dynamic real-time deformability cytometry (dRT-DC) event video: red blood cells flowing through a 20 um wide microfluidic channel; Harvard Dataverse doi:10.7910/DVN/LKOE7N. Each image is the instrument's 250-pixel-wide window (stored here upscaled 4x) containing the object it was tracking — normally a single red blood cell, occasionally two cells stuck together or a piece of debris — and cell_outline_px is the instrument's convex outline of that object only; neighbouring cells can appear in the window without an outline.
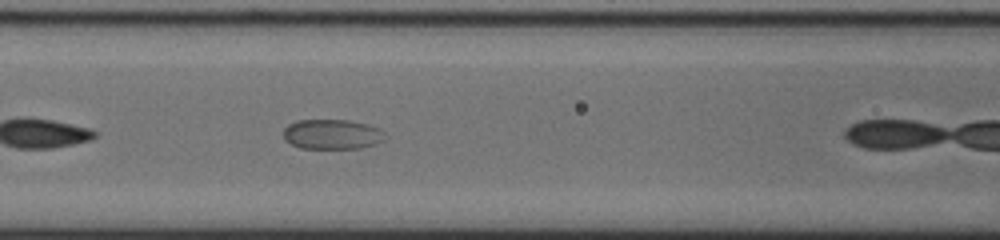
{"species": "common noctule bat (a hibernating species)", "species_latin": "Nyctalus noctula", "temperature_condition": "cold", "stored_images_in_passage": 37, "camera_frame_rate_fps": 3000, "um_per_image_px": 0.085, "animal": {"sex": "male", "body_mass_g": 20.0, "forearm_length_mm": 53.3}, "frame": {"image": 1, "passage_image": 16, "time_ms": 5.0, "image_size_px": [1000, 240], "cell_outline_px": [[380, 140], [372, 144], [360, 148], [300, 148], [284, 140], [284, 128], [288, 124], [296, 120], [348, 120], [368, 124], [376, 128]], "centroid_in_image_um": [28.07, 11.4], "position_along_channel_um": 138.5, "area_um2": 17.11}}